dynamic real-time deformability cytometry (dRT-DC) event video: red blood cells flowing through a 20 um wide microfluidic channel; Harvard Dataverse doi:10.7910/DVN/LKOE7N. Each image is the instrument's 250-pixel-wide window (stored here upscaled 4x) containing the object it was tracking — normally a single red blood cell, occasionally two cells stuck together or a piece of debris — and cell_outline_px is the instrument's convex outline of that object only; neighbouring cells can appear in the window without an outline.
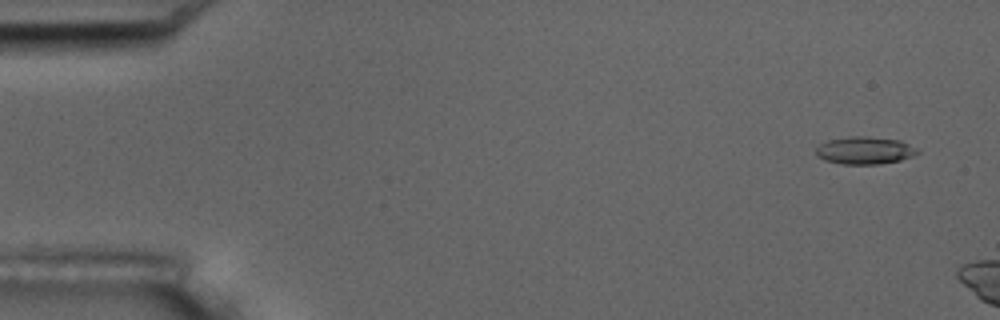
{"species": "common noctule bat (a hibernating species)", "species_latin": "Nyctalus noctula", "temperature_condition": "room temperature", "stored_images_in_passage": 3, "camera_frame_rate_fps": 3000, "um_per_image_px": 0.085, "animal": {"sex": "male", "body_mass_g": 17.5, "forearm_length_mm": 52.3}, "frame": {"image": 1, "passage_image": 1, "time_ms": 0.0, "image_size_px": [1000, 320], "cell_outline_px": [[920, 152], [912, 156], [900, 160], [880, 164], [840, 164], [824, 160], [816, 156], [816, 148], [820, 144], [828, 140], [848, 136], [868, 136], [900, 140], [916, 148]], "centroid_in_image_um": [73.48, 12.78], "position_along_channel_um": 11.5, "area_um2": 16.36}}